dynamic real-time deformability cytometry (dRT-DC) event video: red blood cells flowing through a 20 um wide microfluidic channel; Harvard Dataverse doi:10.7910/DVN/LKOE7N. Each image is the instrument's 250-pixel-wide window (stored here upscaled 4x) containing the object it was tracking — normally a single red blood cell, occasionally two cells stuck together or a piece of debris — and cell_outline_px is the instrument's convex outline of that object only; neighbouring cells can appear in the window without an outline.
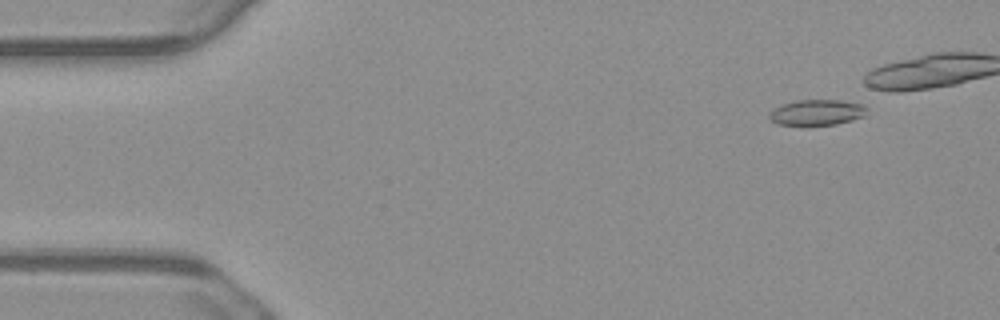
{"species": "common noctule bat (a hibernating species)", "species_latin": "Nyctalus noctula", "temperature_condition": "warm", "stored_images_in_passage": 43, "camera_frame_rate_fps": 3000, "um_per_image_px": 0.085, "animal": {"sex": "male", "body_mass_g": 23.1, "forearm_length_mm": 52.7}, "frame": {"image": 1, "passage_image": 5, "time_ms": 1.333, "image_size_px": [1000, 320], "cell_outline_px": [[868, 116], [836, 124], [776, 124], [768, 116], [768, 112], [780, 104], [796, 100], [840, 100], [864, 104], [868, 108]], "centroid_in_image_um": [69.48, 9.53], "position_along_channel_um": 15.5, "area_um2": 14.74}}
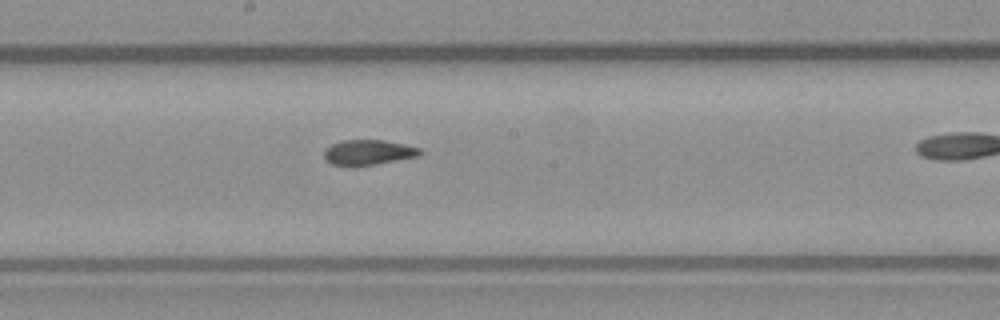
{"frame": {"image": 2, "passage_image": 29, "time_ms": 9.333, "image_size_px": [1000, 320], "cell_outline_px": [[424, 152], [420, 156], [372, 164], [332, 164], [324, 156], [324, 152], [332, 144], [340, 140], [384, 140], [404, 144], [420, 148]], "centroid_in_image_um": [31.38, 12.91], "position_along_channel_um": 216.8, "area_um2": 13.58}}
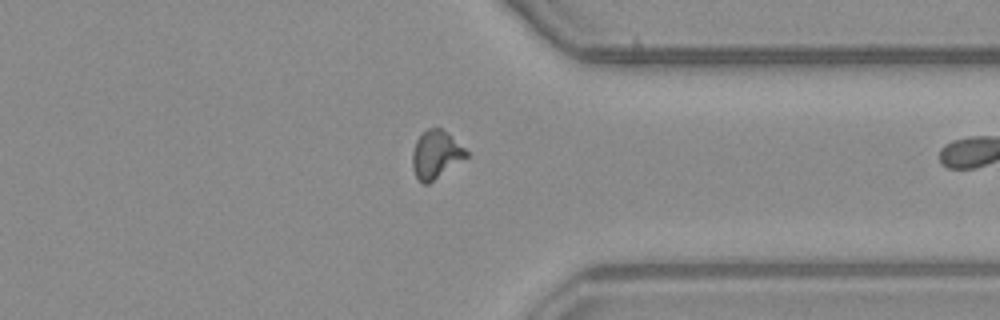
{"frame": {"image": 3, "passage_image": 42, "time_ms": 13.667, "image_size_px": [1000, 320], "cell_outline_px": [[468, 156], [428, 184], [424, 184], [416, 176], [412, 168], [412, 152], [416, 140], [428, 128], [440, 128], [464, 148], [468, 152]], "centroid_in_image_um": [37.02, 13.15], "position_along_channel_um": 374.4, "area_um2": 14.62}}